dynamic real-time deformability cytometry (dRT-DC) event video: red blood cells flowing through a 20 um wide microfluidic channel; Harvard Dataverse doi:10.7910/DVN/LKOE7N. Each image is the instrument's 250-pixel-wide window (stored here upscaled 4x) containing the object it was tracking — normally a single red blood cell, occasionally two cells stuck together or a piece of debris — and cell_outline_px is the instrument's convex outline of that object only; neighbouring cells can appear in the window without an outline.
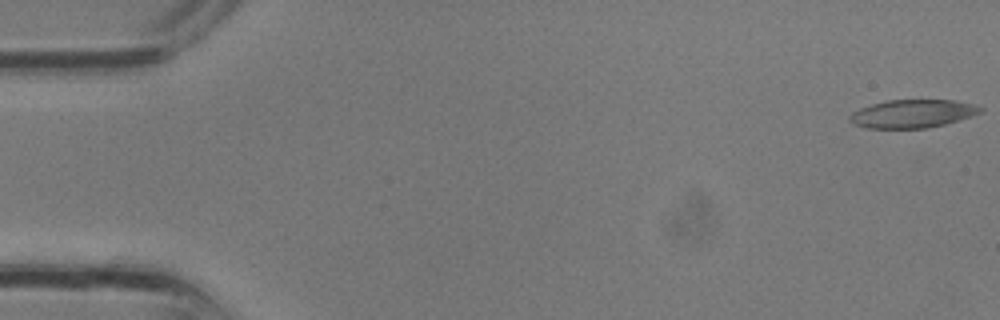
{"species": "common noctule bat (a hibernating species)", "species_latin": "Nyctalus noctula", "temperature_condition": "room temperature", "stored_images_in_passage": 33, "camera_frame_rate_fps": 3000, "um_per_image_px": 0.085, "animal": {"sex": "male", "body_mass_g": 13.3}, "frame": {"image": 1, "passage_image": 1, "time_ms": 0.0, "image_size_px": [1000, 320], "cell_outline_px": [[984, 108], [980, 112], [944, 124], [928, 128], [868, 128], [852, 124], [848, 120], [848, 116], [852, 112], [860, 108], [884, 100], [952, 100], [972, 104]], "centroid_in_image_um": [77.48, 9.66], "position_along_channel_um": 7.5, "area_um2": 21.27}}
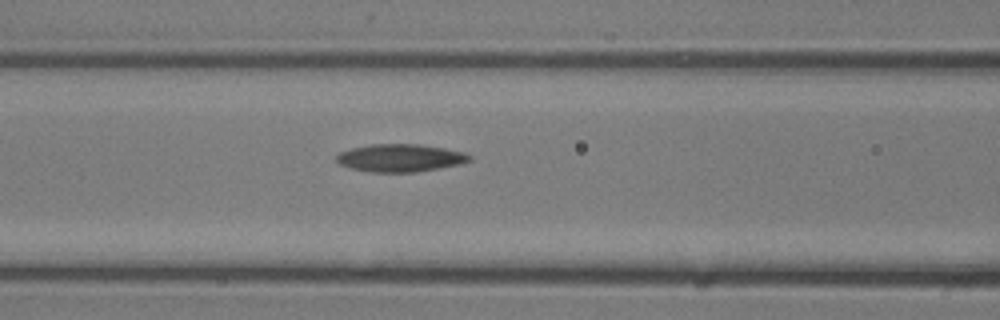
{"frame": {"image": 2, "passage_image": 14, "time_ms": 4.333, "image_size_px": [1000, 320], "cell_outline_px": [[472, 160], [460, 164], [416, 172], [372, 172], [348, 168], [340, 164], [336, 160], [336, 156], [340, 152], [352, 148], [372, 144], [420, 144], [444, 148], [464, 152], [472, 156]], "centroid_in_image_um": [34.02, 13.42], "position_along_channel_um": 132.6, "area_um2": 21.5}}
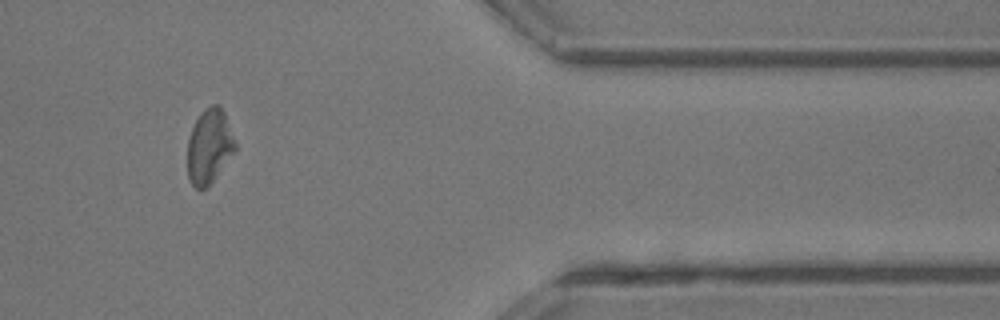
{"frame": {"image": 3, "passage_image": 28, "time_ms": 9.0, "image_size_px": [1000, 320], "cell_outline_px": [[236, 148], [208, 188], [196, 188], [192, 184], [188, 176], [188, 140], [192, 128], [200, 112], [212, 104], [220, 104], [224, 112], [236, 144]], "centroid_in_image_um": [17.78, 12.43], "position_along_channel_um": 393.6, "area_um2": 20.46}}